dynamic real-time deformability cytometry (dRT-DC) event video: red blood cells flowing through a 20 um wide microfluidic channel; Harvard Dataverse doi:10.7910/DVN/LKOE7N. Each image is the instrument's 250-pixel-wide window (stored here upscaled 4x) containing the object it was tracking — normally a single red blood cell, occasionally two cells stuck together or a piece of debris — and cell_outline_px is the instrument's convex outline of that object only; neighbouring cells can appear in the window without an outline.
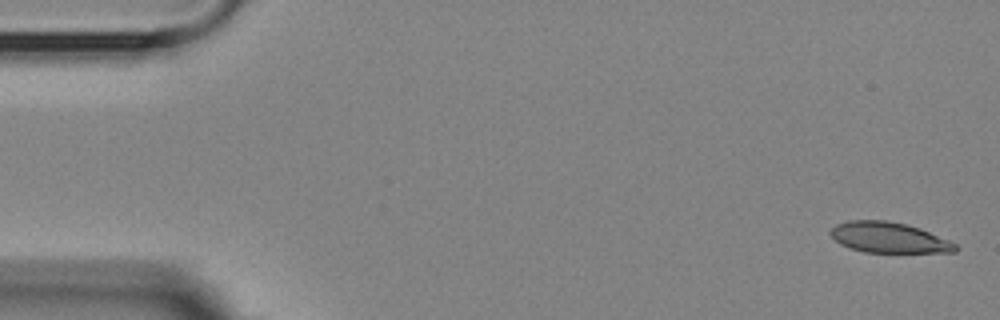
{"species": "Egyptian fruit bat (a non-hibernating species)", "species_latin": "Rousettus aegyptiacus", "temperature_condition": "room temperature", "stored_images_in_passage": 4, "camera_frame_rate_fps": 3000, "um_per_image_px": 0.085, "animal": {"sex": "female"}, "frame": {"image": 1, "passage_image": 1, "time_ms": 0.0, "image_size_px": [1000, 320], "cell_outline_px": [[960, 248], [956, 252], [864, 252], [840, 244], [828, 232], [836, 224], [848, 220], [884, 220], [904, 224], [920, 228], [948, 240], [956, 244]], "centroid_in_image_um": [75.55, 20.19], "position_along_channel_um": 9.5, "area_um2": 22.08}}
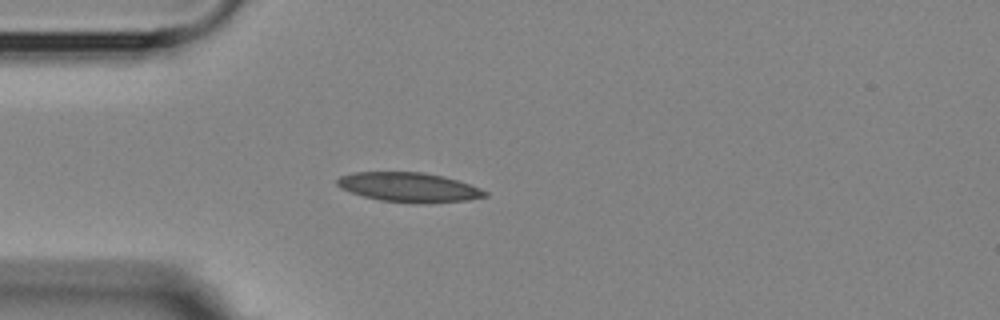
{"frame": {"image": 2, "passage_image": 4, "time_ms": 4.333, "image_size_px": [1000, 320], "cell_outline_px": [[488, 196], [468, 200], [380, 200], [364, 196], [340, 188], [336, 184], [336, 180], [340, 176], [352, 172], [424, 172], [444, 176], [480, 188], [488, 192]], "centroid_in_image_um": [34.7, 15.85], "position_along_channel_um": 50.3, "area_um2": 24.16}}